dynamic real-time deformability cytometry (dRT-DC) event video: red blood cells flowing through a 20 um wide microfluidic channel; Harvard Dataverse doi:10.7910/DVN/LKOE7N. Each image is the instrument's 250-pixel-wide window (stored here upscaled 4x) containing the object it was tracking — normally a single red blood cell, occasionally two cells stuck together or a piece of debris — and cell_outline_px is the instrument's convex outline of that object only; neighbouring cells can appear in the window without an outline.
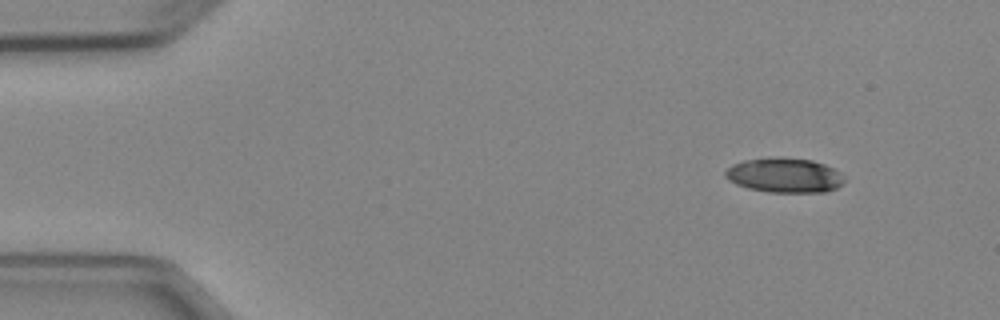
{"species": "Egyptian fruit bat (a non-hibernating species)", "species_latin": "Rousettus aegyptiacus", "temperature_condition": "cold", "stored_images_in_passage": 3, "camera_frame_rate_fps": 3000, "um_per_image_px": 0.085, "animal": {"sex": "female"}, "frame": {"image": 1, "passage_image": 1, "time_ms": 0.0, "image_size_px": [1000, 320], "cell_outline_px": [[844, 184], [836, 188], [824, 192], [768, 192], [748, 188], [736, 184], [728, 180], [724, 176], [724, 172], [732, 164], [744, 160], [812, 160], [824, 164], [840, 172], [844, 180]], "centroid_in_image_um": [66.68, 14.95], "position_along_channel_um": 18.3, "area_um2": 23.24}}